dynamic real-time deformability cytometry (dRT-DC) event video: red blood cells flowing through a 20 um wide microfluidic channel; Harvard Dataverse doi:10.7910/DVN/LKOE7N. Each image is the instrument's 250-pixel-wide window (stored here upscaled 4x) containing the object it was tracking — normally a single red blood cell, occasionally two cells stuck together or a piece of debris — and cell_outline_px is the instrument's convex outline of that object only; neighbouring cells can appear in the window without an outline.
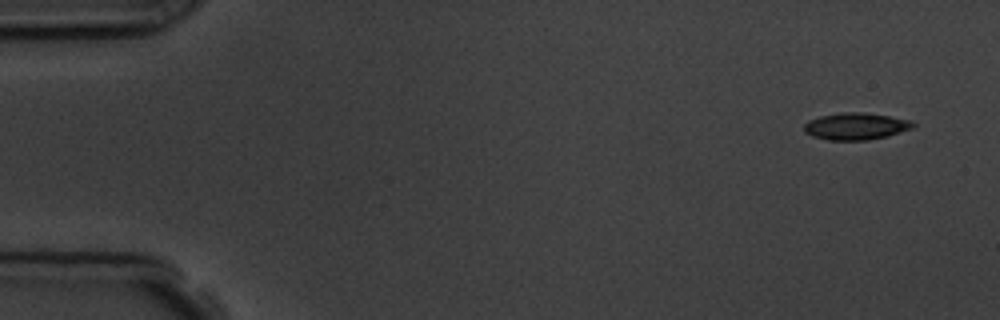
{"species": "common noctule bat (a hibernating species)", "species_latin": "Nyctalus noctula", "temperature_condition": "room temperature", "stored_images_in_passage": 5, "camera_frame_rate_fps": 3000, "um_per_image_px": 0.085, "animal": {"sex": "male", "body_mass_g": 19.5, "forearm_length_mm": 54.6}, "frame": {"image": 1, "passage_image": 1, "time_ms": 0.0, "image_size_px": [1000, 320], "cell_outline_px": [[916, 124], [912, 128], [888, 136], [868, 140], [828, 140], [812, 136], [804, 132], [804, 124], [808, 120], [820, 116], [840, 112], [864, 112], [912, 120]], "centroid_in_image_um": [72.73, 10.73], "position_along_channel_um": 12.3, "area_um2": 17.22}}
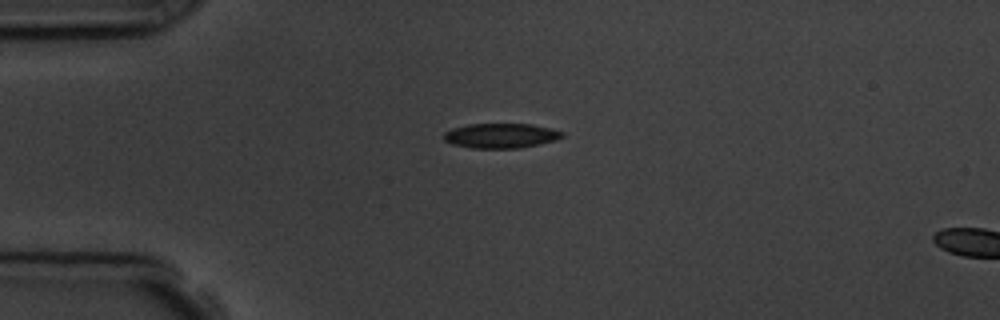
{"frame": {"image": 2, "passage_image": 4, "time_ms": 3.333, "image_size_px": [1000, 320], "cell_outline_px": [[564, 136], [556, 140], [520, 148], [472, 148], [452, 144], [444, 140], [444, 132], [452, 128], [468, 124], [532, 124], [552, 128], [564, 132]], "centroid_in_image_um": [42.59, 11.53], "position_along_channel_um": 42.4, "area_um2": 17.17}}